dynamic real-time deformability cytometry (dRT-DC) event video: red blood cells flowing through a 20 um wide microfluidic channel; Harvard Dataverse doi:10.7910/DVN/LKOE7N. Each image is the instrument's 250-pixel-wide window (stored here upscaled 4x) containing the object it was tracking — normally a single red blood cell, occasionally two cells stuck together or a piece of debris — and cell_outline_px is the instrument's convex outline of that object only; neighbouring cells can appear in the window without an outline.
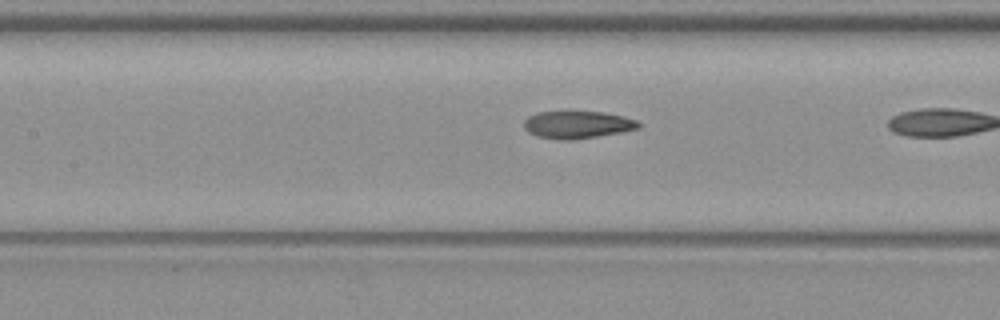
{"species": "common noctule bat (a hibernating species)", "species_latin": "Nyctalus noctula", "temperature_condition": "warm", "stored_images_in_passage": 22, "camera_frame_rate_fps": 3000, "um_per_image_px": 0.085, "animal": {"sex": "female", "body_mass_g": 19.3, "forearm_length_mm": 54.1}, "frame": {"image": 1, "passage_image": 21, "time_ms": 6.667, "image_size_px": [1000, 320], "cell_outline_px": [[640, 128], [620, 132], [572, 140], [560, 140], [536, 136], [528, 132], [524, 128], [524, 120], [528, 116], [536, 112], [604, 112], [624, 116], [636, 120], [640, 124]], "centroid_in_image_um": [49.05, 10.6], "position_along_channel_um": 158.3, "area_um2": 18.26}}